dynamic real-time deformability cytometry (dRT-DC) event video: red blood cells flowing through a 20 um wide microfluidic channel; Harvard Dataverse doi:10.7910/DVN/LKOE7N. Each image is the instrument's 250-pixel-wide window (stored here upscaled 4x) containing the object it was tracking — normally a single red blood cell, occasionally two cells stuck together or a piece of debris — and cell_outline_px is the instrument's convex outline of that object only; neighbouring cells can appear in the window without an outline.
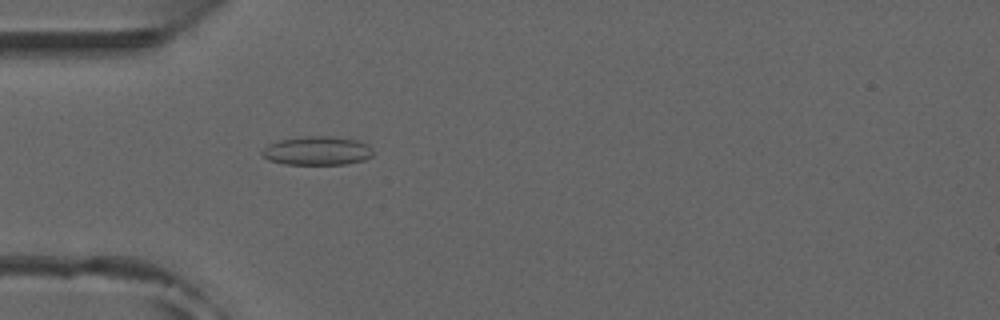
{"species": "common noctule bat (a hibernating species)", "species_latin": "Nyctalus noctula", "temperature_condition": "room temperature", "stored_images_in_passage": 51, "camera_frame_rate_fps": 3000, "um_per_image_px": 0.085, "animal": {"sex": "male", "forearm_length_mm": 52.5}, "frame": {"image": 1, "passage_image": 15, "time_ms": 4.667, "image_size_px": [1000, 320], "cell_outline_px": [[376, 152], [372, 156], [364, 160], [344, 164], [284, 164], [268, 160], [260, 152], [268, 144], [280, 140], [308, 136], [332, 136], [356, 140], [368, 144]], "centroid_in_image_um": [26.99, 12.81], "position_along_channel_um": 58.0, "area_um2": 18.67}}
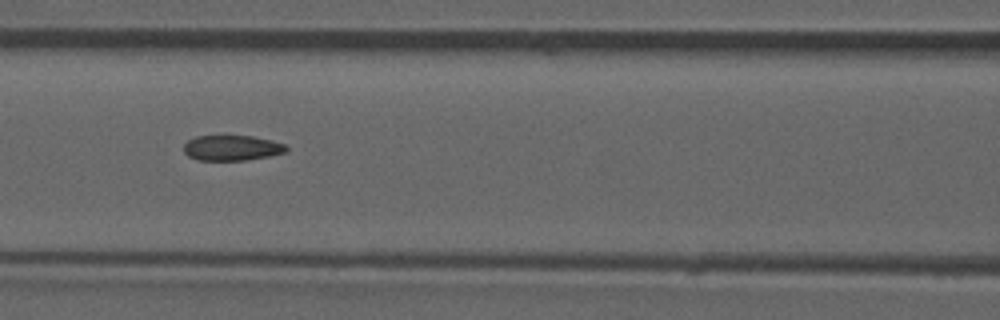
{"frame": {"image": 2, "passage_image": 22, "time_ms": 7.0, "image_size_px": [1000, 320], "cell_outline_px": [[288, 152], [268, 156], [244, 160], [196, 160], [188, 156], [184, 152], [184, 144], [188, 140], [196, 136], [224, 132], [252, 136], [272, 140], [284, 144], [288, 148]], "centroid_in_image_um": [19.67, 12.51], "position_along_channel_um": 146.9, "area_um2": 15.95}, "authors_computed_cell_mechanics": {"area_um2": 16.0684, "velocity_mm_per_s": 3.9565, "shape_relaxation_time_tau1_ms": 6.3689, "shape_relaxation_time_tau2_ms": 2.0283, "deformation_change_tau1": 0.1331, "deformation_change_tau2": 0.077}}